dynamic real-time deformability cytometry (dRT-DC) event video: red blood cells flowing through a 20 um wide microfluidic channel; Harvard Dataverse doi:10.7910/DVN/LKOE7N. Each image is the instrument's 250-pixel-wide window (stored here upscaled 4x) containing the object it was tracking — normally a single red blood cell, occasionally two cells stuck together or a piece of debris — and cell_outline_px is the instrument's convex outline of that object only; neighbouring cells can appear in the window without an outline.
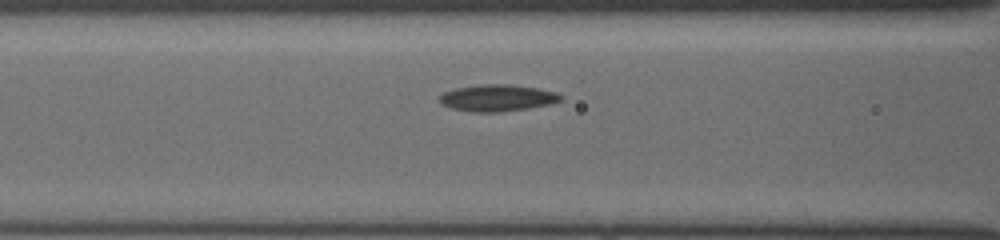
{"species": "common noctule bat (a hibernating species)", "species_latin": "Nyctalus noctula", "temperature_condition": "cold", "stored_images_in_passage": 12, "camera_frame_rate_fps": 3000, "um_per_image_px": 0.085, "animal": {"sex": "female", "body_mass_g": 19.5, "forearm_length_mm": 54.1}, "frame": {"image": 1, "passage_image": 10, "time_ms": 3.0, "image_size_px": [1000, 240], "cell_outline_px": [[564, 100], [552, 104], [528, 108], [500, 112], [472, 112], [452, 108], [444, 104], [440, 100], [440, 96], [444, 92], [456, 88], [480, 84], [512, 84], [536, 88], [556, 92], [564, 96]], "centroid_in_image_um": [42.35, 8.32], "position_along_channel_um": 124.3, "area_um2": 18.9}}